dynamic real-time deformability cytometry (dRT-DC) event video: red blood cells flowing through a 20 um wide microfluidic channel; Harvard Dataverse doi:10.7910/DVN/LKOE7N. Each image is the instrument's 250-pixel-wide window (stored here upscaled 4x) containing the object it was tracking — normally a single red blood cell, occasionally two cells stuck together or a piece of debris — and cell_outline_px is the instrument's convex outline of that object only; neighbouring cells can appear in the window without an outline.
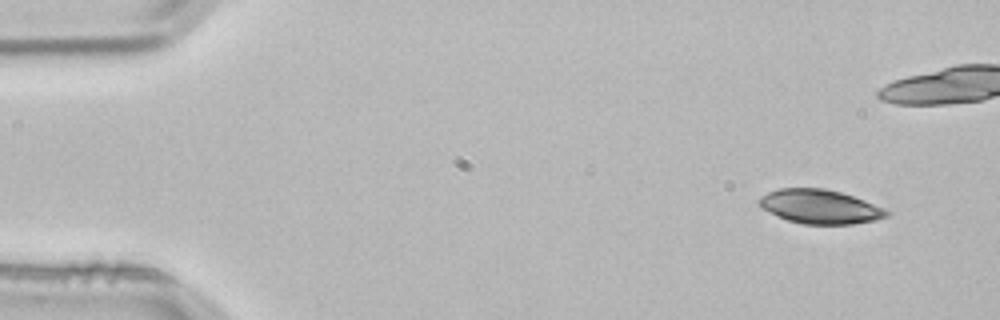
{"species": "common noctule bat (a hibernating species)", "species_latin": "Nyctalus noctula", "temperature_condition": "room temperature", "stored_images_in_passage": 4, "camera_frame_rate_fps": 3000, "um_per_image_px": 0.085, "animal": {"sex": "male", "body_mass_g": 21.5, "forearm_length_mm": 52.0}, "frame": {"image": 1, "passage_image": 1, "time_ms": 0.0, "image_size_px": [1000, 320], "cell_outline_px": [[888, 216], [876, 220], [852, 224], [804, 224], [788, 220], [760, 208], [756, 200], [760, 196], [768, 192], [780, 188], [824, 188], [840, 192], [864, 200], [884, 208], [888, 212]], "centroid_in_image_um": [69.66, 17.56], "position_along_channel_um": 15.3, "area_um2": 25.26}}